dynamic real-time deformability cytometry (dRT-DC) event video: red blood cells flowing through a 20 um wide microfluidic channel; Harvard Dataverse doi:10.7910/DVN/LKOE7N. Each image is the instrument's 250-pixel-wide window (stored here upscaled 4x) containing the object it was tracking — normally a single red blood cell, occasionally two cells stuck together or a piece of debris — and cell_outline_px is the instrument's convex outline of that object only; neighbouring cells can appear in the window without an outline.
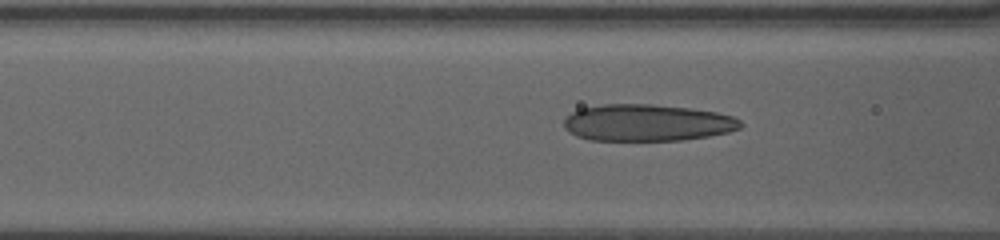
{"species": "human", "species_latin": "Homo sapiens", "temperature_condition": "warm", "stored_images_in_passage": 20, "camera_frame_rate_fps": 3000, "um_per_image_px": 0.085, "donor": {"sex": "female"}, "frame": {"image": 1, "passage_image": 11, "time_ms": 3.333, "image_size_px": [1000, 240], "cell_outline_px": [[744, 124], [740, 128], [728, 132], [708, 136], [680, 140], [588, 140], [576, 136], [564, 128], [564, 120], [572, 112], [580, 108], [604, 104], [652, 104], [688, 108], [716, 112], [732, 116], [740, 120]], "centroid_in_image_um": [55.0, 10.43], "position_along_channel_um": 111.6, "area_um2": 37.8}}
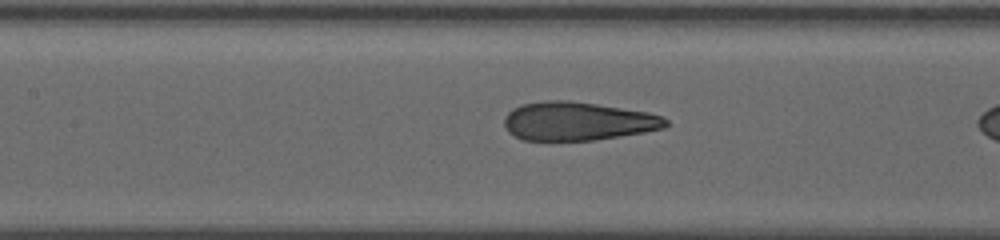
{"frame": {"image": 2, "passage_image": 15, "time_ms": 4.667, "image_size_px": [1000, 240], "cell_outline_px": [[668, 124], [664, 128], [644, 132], [596, 140], [524, 140], [508, 132], [504, 124], [504, 116], [512, 108], [520, 104], [544, 100], [568, 100], [596, 104], [648, 112], [664, 116], [668, 120]], "centroid_in_image_um": [49.09, 10.29], "position_along_channel_um": 158.3, "area_um2": 36.41}}
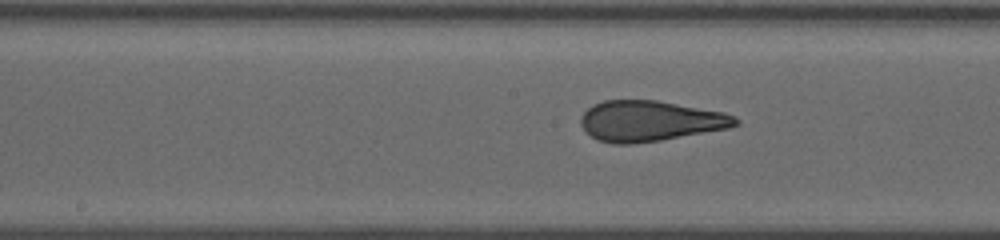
{"frame": {"image": 3, "passage_image": 18, "time_ms": 5.667, "image_size_px": [1000, 240], "cell_outline_px": [[740, 124], [728, 128], [660, 140], [632, 144], [612, 144], [596, 140], [584, 132], [580, 124], [580, 116], [592, 104], [604, 100], [656, 100], [724, 112], [736, 116], [740, 120]], "centroid_in_image_um": [55.21, 10.29], "position_along_channel_um": 193.0, "area_um2": 36.88}}